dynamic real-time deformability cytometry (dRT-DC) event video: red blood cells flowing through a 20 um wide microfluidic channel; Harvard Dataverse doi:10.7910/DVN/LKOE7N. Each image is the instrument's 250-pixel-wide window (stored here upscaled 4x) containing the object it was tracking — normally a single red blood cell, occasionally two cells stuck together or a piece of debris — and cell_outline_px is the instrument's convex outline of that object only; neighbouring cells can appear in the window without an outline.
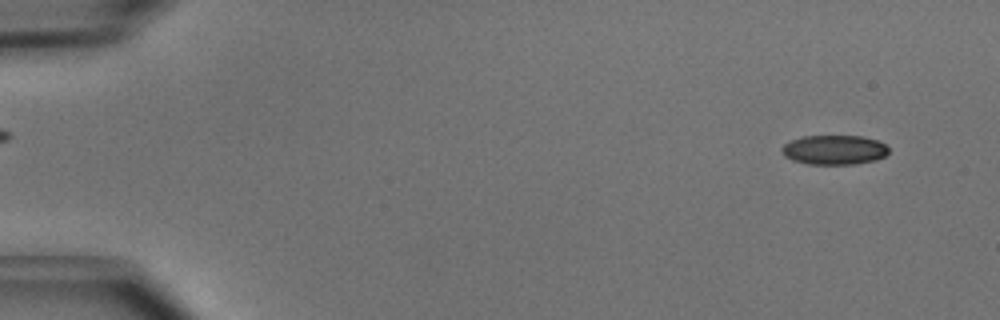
{"species": "common noctule bat (a hibernating species)", "species_latin": "Nyctalus noctula", "temperature_condition": "cold", "stored_images_in_passage": 49, "camera_frame_rate_fps": 3000, "um_per_image_px": 0.085, "animal": {"sex": "male", "body_mass_g": 15.6}, "frame": {"image": 1, "passage_image": 3, "time_ms": 0.667, "image_size_px": [1000, 320], "cell_outline_px": [[888, 152], [884, 156], [876, 160], [856, 164], [808, 164], [792, 160], [784, 156], [780, 148], [784, 144], [792, 140], [804, 136], [860, 136], [880, 140], [888, 148]], "centroid_in_image_um": [70.91, 12.74], "position_along_channel_um": 14.1, "area_um2": 18.44}}
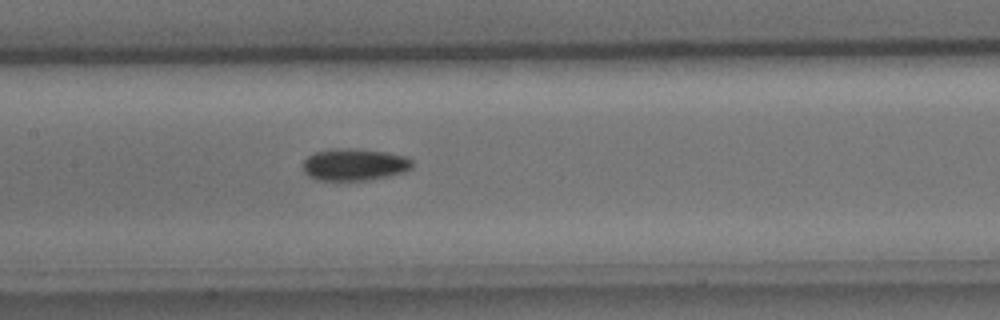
{"frame": {"image": 2, "passage_image": 24, "time_ms": 7.667, "image_size_px": [1000, 320], "cell_outline_px": [[412, 168], [404, 172], [388, 176], [368, 180], [316, 180], [308, 176], [304, 172], [304, 160], [308, 156], [316, 152], [336, 148], [348, 148], [384, 152], [404, 156], [412, 160]], "centroid_in_image_um": [30.11, 14.0], "position_along_channel_um": 177.3, "area_um2": 20.23}}
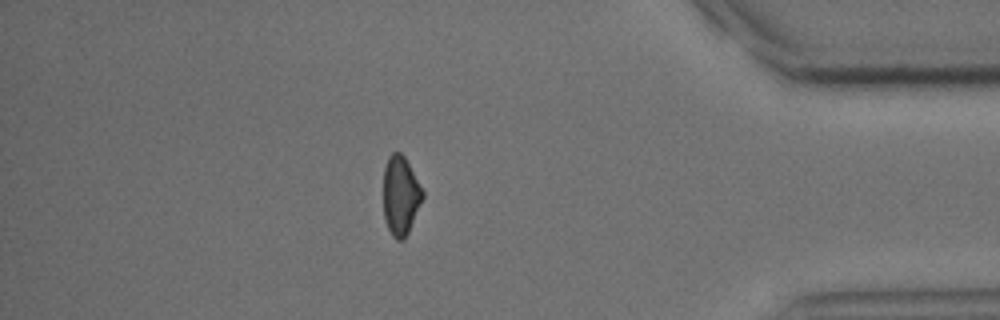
{"frame": {"image": 3, "passage_image": 43, "time_ms": 14.0, "image_size_px": [1000, 320], "cell_outline_px": [[424, 196], [408, 232], [404, 240], [396, 240], [392, 236], [384, 220], [384, 168], [388, 156], [392, 152], [400, 152], [404, 156], [424, 192]], "centroid_in_image_um": [34.04, 16.63], "position_along_channel_um": 401.2, "area_um2": 17.98}}